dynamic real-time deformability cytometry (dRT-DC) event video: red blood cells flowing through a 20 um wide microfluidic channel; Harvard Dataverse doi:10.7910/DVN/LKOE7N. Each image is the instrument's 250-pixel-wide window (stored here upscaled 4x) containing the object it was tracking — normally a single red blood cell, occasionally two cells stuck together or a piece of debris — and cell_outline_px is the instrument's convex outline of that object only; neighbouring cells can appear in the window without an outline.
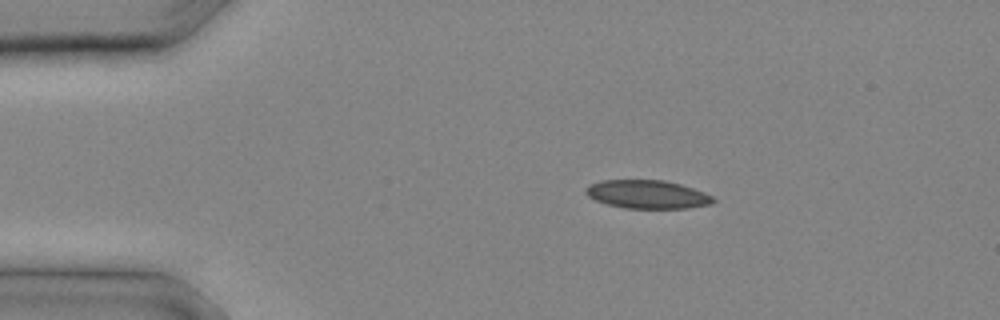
{"species": "common noctule bat (a hibernating species)", "species_latin": "Nyctalus noctula", "temperature_condition": "cold", "stored_images_in_passage": 10, "camera_frame_rate_fps": 3000, "um_per_image_px": 0.085, "animal": {"sex": "male", "body_mass_g": 20.4}, "frame": {"image": 1, "passage_image": 4, "time_ms": 1.0, "image_size_px": [1000, 320], "cell_outline_px": [[716, 200], [712, 204], [688, 208], [624, 208], [608, 204], [596, 200], [588, 196], [584, 192], [584, 188], [588, 184], [600, 180], [664, 180], [680, 184], [704, 192], [712, 196]], "centroid_in_image_um": [55.0, 16.51], "position_along_channel_um": 30.0, "area_um2": 21.15}}
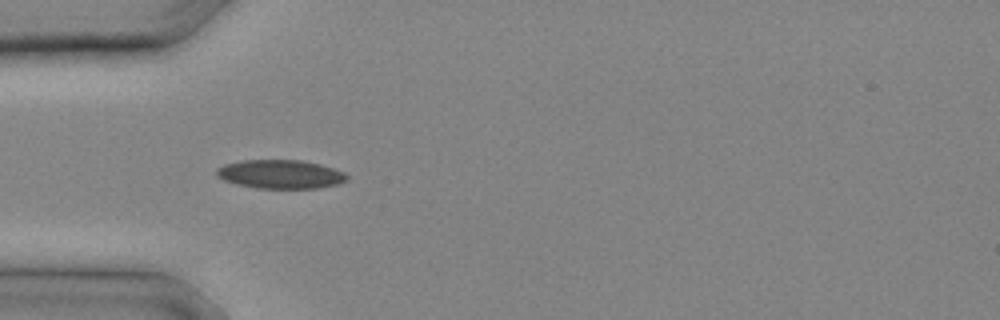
{"frame": {"image": 2, "passage_image": 7, "time_ms": 2.0, "image_size_px": [1000, 320], "cell_outline_px": [[348, 180], [340, 184], [316, 188], [256, 188], [236, 184], [224, 180], [216, 176], [216, 168], [224, 164], [244, 160], [300, 160], [320, 164], [344, 172], [348, 176]], "centroid_in_image_um": [23.83, 14.81], "position_along_channel_um": 61.2, "area_um2": 21.91}}